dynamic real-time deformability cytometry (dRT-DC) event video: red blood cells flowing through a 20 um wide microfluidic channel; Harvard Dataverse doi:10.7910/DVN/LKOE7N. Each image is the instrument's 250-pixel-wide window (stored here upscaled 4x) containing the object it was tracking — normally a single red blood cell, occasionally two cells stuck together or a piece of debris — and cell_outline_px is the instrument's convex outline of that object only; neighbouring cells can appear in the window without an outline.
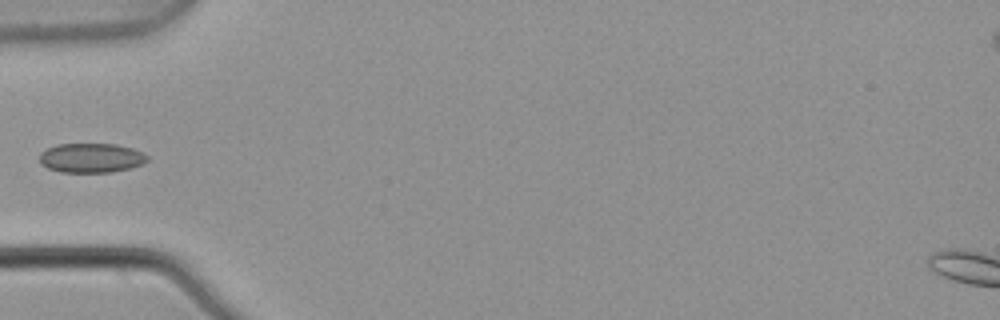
{"species": "common noctule bat (a hibernating species)", "species_latin": "Nyctalus noctula", "temperature_condition": "warm", "stored_images_in_passage": 6, "camera_frame_rate_fps": 3000, "um_per_image_px": 0.085, "animal": {"sex": "male", "body_mass_g": 21.5, "forearm_length_mm": 52.0}, "frame": {"image": 1, "passage_image": 5, "time_ms": 1.333, "image_size_px": [1000, 320], "cell_outline_px": [[148, 160], [140, 164], [128, 168], [112, 172], [60, 172], [48, 168], [40, 164], [40, 152], [48, 148], [60, 144], [116, 144], [132, 148], [144, 152], [148, 156]], "centroid_in_image_um": [7.75, 13.42], "position_along_channel_um": 77.3, "area_um2": 18.44}}
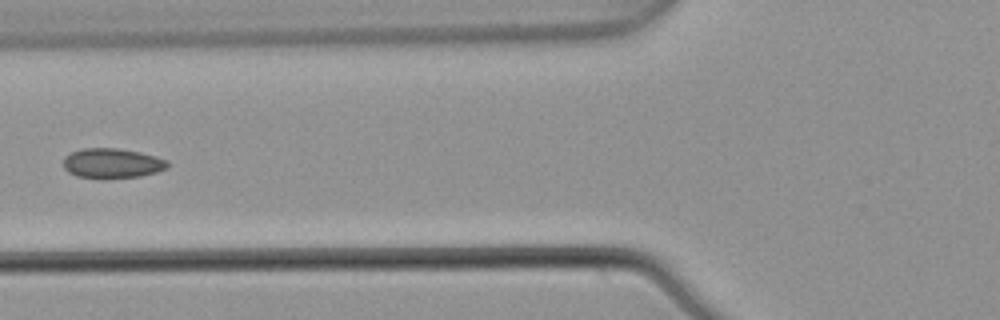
{"frame": {"image": 2, "passage_image": 6, "time_ms": 1.667, "image_size_px": [1000, 320], "cell_outline_px": [[168, 168], [156, 172], [140, 176], [100, 180], [76, 176], [68, 172], [64, 168], [64, 156], [72, 152], [84, 148], [116, 148], [140, 152], [156, 156], [168, 160]], "centroid_in_image_um": [9.52, 13.9], "position_along_channel_um": 116.3, "area_um2": 18.5}}